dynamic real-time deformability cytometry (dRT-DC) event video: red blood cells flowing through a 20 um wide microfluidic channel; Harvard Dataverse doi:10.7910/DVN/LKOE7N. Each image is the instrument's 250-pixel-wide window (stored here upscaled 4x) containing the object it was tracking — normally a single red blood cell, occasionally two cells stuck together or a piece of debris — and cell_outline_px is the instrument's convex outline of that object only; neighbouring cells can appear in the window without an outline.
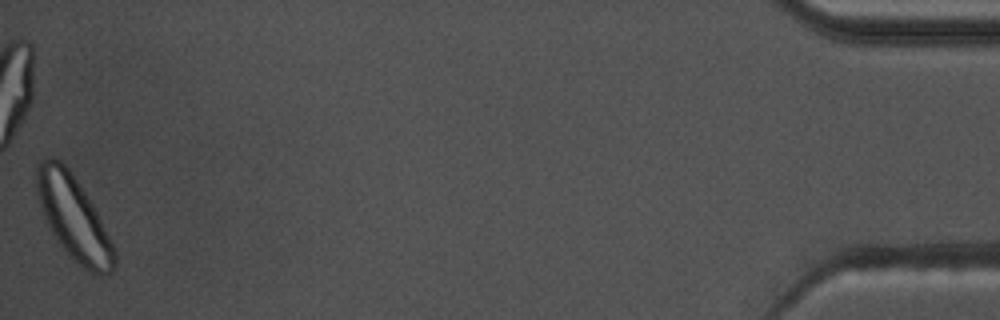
{"species": "common noctule bat (a hibernating species)", "species_latin": "Nyctalus noctula", "temperature_condition": "warm", "stored_images_in_passage": 54, "camera_frame_rate_fps": 3000, "um_per_image_px": 0.085, "animal": {"sex": "male", "body_mass_g": 17.5, "forearm_length_mm": 52.3}, "frame": {"image": 1, "passage_image": 54, "time_ms": 17.667, "image_size_px": [1000, 320], "cell_outline_px": [[116, 264], [112, 272], [104, 276], [100, 276], [84, 268], [60, 244], [52, 232], [44, 216], [36, 192], [36, 164], [40, 160], [52, 156], [60, 160], [68, 168], [92, 204], [116, 248]], "centroid_in_image_um": [6.27, 18.5], "position_along_channel_um": 428.9, "area_um2": 37.45}, "authors_computed_cell_mechanics": {"area_um2": 26.7325, "velocity_mm_per_s": 3.476, "shape_relaxation_time_tau1_ms": 2.2757, "shape_relaxation_time_tau2_ms": null, "deformation_change_tau1": 0.0756, "deformation_change_tau2": null}}